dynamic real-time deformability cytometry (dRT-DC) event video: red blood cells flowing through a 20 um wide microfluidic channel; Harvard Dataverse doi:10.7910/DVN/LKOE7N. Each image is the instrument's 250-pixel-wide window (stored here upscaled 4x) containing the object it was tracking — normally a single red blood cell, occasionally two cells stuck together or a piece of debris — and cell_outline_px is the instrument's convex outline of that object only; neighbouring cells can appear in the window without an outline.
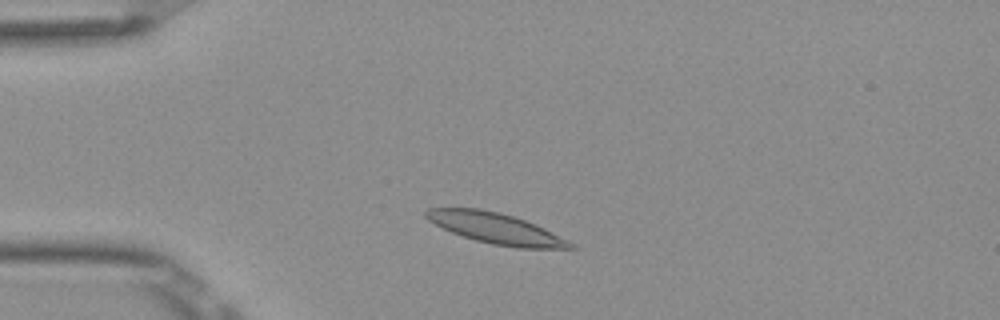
{"species": "Egyptian fruit bat (a non-hibernating species)", "species_latin": "Rousettus aegyptiacus", "temperature_condition": "room temperature", "stored_images_in_passage": 43, "camera_frame_rate_fps": 3000, "um_per_image_px": 0.085, "frame": {"image": 1, "passage_image": 3, "time_ms": 0.667, "image_size_px": [1000, 320], "cell_outline_px": [[576, 248], [516, 248], [492, 244], [476, 240], [452, 232], [428, 220], [424, 216], [424, 212], [428, 208], [480, 208], [500, 212], [536, 224], [568, 240]], "centroid_in_image_um": [42.13, 19.4], "position_along_channel_um": 42.9, "area_um2": 25.55}}
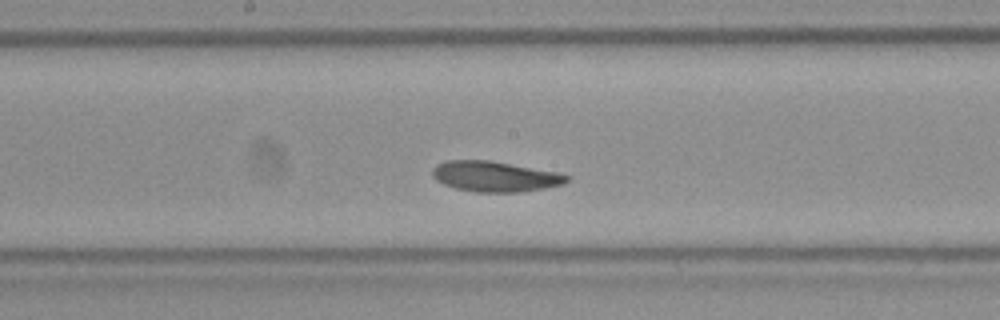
{"frame": {"image": 2, "passage_image": 18, "time_ms": 5.667, "image_size_px": [1000, 320], "cell_outline_px": [[568, 180], [564, 184], [544, 188], [520, 192], [476, 192], [456, 188], [444, 184], [436, 180], [432, 176], [432, 168], [436, 164], [448, 160], [488, 160], [556, 172], [568, 176]], "centroid_in_image_um": [42.02, 15.0], "position_along_channel_um": 206.2, "area_um2": 23.64}}
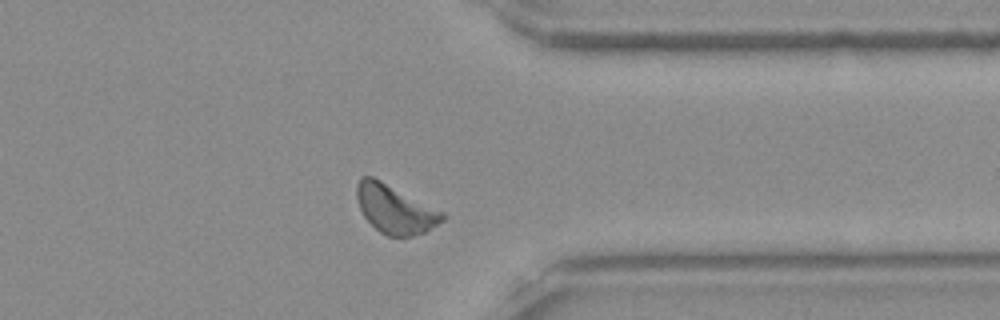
{"frame": {"image": 3, "passage_image": 32, "time_ms": 10.333, "image_size_px": [1000, 320], "cell_outline_px": [[448, 216], [444, 220], [424, 232], [412, 236], [388, 236], [380, 232], [364, 216], [356, 200], [356, 184], [360, 176], [372, 176], [444, 212]], "centroid_in_image_um": [33.56, 17.76], "position_along_channel_um": 377.8, "area_um2": 24.04}, "authors_computed_cell_mechanics": {"area_um2": 23.6402, "velocity_mm_per_s": 3.7957, "shape_relaxation_time_tau1_ms": 7.9749, "shape_relaxation_time_tau2_ms": 6.4764, "deformation_change_tau1": 0.1913, "deformation_change_tau2": 0.1127}}